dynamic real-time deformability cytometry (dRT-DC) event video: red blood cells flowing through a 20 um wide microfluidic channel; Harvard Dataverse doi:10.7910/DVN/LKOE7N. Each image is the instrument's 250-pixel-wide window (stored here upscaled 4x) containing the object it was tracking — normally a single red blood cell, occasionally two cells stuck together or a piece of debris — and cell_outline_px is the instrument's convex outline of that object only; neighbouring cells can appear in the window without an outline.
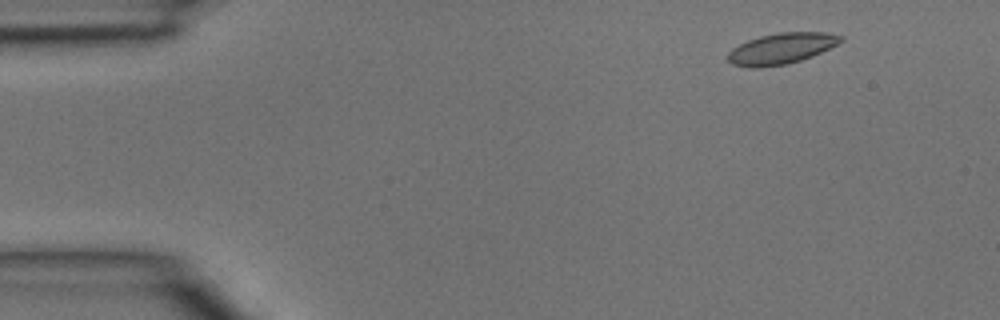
{"species": "common noctule bat (a hibernating species)", "species_latin": "Nyctalus noctula", "temperature_condition": "room temperature", "stored_images_in_passage": 3, "camera_frame_rate_fps": 3000, "um_per_image_px": 0.085, "animal": {"sex": "male", "body_mass_g": 15.6}, "frame": {"image": 1, "passage_image": 1, "time_ms": 0.0, "image_size_px": [1000, 320], "cell_outline_px": [[844, 40], [812, 56], [788, 64], [760, 68], [748, 68], [732, 64], [728, 60], [728, 52], [732, 48], [748, 40], [760, 36], [780, 32], [824, 32], [844, 36]], "centroid_in_image_um": [66.39, 4.13], "position_along_channel_um": 18.6, "area_um2": 20.35}}
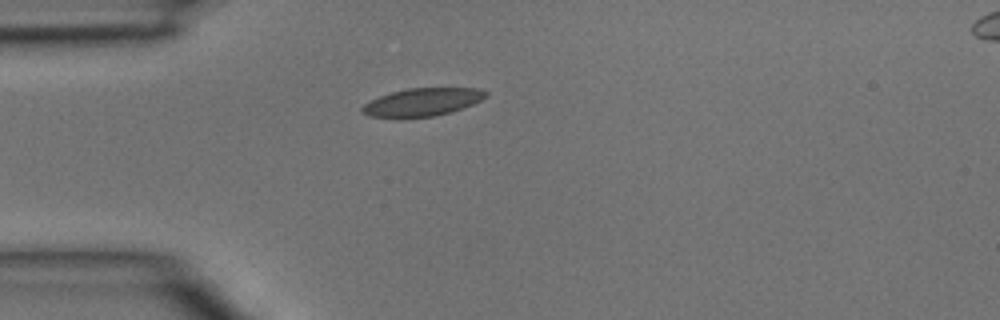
{"frame": {"image": 2, "passage_image": 3, "time_ms": 0.667, "image_size_px": [1000, 320], "cell_outline_px": [[488, 96], [472, 104], [452, 112], [436, 116], [400, 120], [368, 116], [360, 112], [360, 108], [364, 104], [380, 96], [392, 92], [408, 88], [480, 88], [488, 92]], "centroid_in_image_um": [35.85, 8.72], "position_along_channel_um": 49.1, "area_um2": 20.75}}